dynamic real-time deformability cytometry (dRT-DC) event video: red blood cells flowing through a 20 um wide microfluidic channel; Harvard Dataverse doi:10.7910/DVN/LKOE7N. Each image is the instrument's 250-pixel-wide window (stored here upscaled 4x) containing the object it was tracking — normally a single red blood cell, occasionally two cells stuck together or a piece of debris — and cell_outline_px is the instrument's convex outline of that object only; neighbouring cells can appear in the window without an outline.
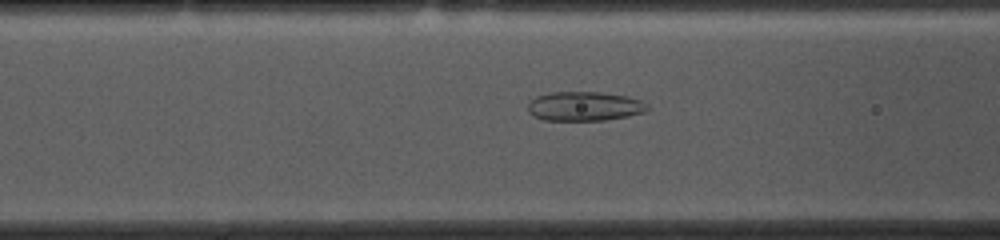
{"species": "common noctule bat (a hibernating species)", "species_latin": "Nyctalus noctula", "temperature_condition": "cold", "stored_images_in_passage": 53, "camera_frame_rate_fps": 3000, "um_per_image_px": 0.085, "animal": {"sex": "female", "body_mass_g": 10.0, "forearm_length_mm": 53.1}, "frame": {"image": 1, "passage_image": 19, "time_ms": 6.0, "image_size_px": [1000, 240], "cell_outline_px": [[648, 108], [644, 112], [628, 116], [604, 120], [544, 120], [528, 112], [528, 104], [536, 96], [552, 92], [600, 92], [628, 96], [640, 100], [648, 104]], "centroid_in_image_um": [49.69, 9.03], "position_along_channel_um": 116.9, "area_um2": 20.29}}
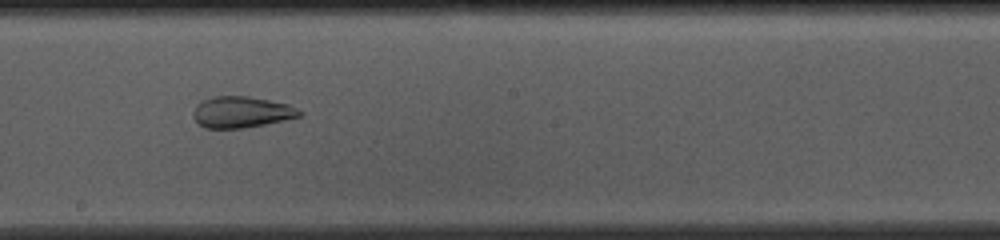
{"frame": {"image": 2, "passage_image": 28, "time_ms": 9.0, "image_size_px": [1000, 240], "cell_outline_px": [[304, 116], [244, 128], [204, 128], [192, 116], [192, 112], [196, 104], [200, 100], [212, 96], [248, 96], [288, 104], [304, 112]], "centroid_in_image_um": [20.51, 9.52], "position_along_channel_um": 227.7, "area_um2": 19.54}}
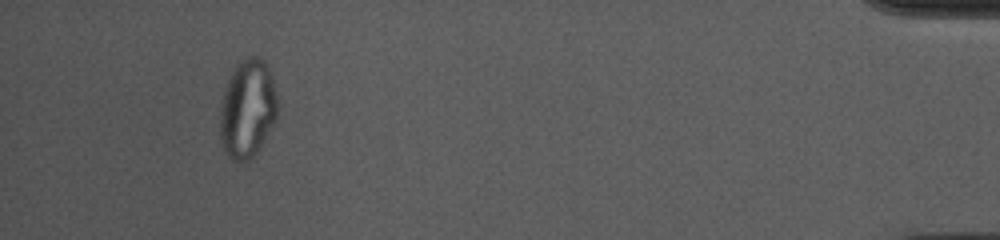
{"frame": {"image": 3, "passage_image": 49, "time_ms": 16.0, "image_size_px": [1000, 240], "cell_outline_px": [[280, 108], [276, 120], [264, 140], [256, 152], [248, 160], [232, 160], [224, 152], [220, 144], [220, 104], [228, 80], [236, 64], [240, 60], [248, 56], [260, 56], [268, 64], [272, 72]], "centroid_in_image_um": [21.07, 9.2], "position_along_channel_um": 414.1, "area_um2": 33.7}, "authors_computed_cell_mechanics": {"area_um2": 26.9926, "velocity_mm_per_s": 3.6889, "shape_relaxation_time_tau1_ms": null, "shape_relaxation_time_tau2_ms": 1.274, "deformation_change_tau1": null, "deformation_change_tau2": 0.0769}}